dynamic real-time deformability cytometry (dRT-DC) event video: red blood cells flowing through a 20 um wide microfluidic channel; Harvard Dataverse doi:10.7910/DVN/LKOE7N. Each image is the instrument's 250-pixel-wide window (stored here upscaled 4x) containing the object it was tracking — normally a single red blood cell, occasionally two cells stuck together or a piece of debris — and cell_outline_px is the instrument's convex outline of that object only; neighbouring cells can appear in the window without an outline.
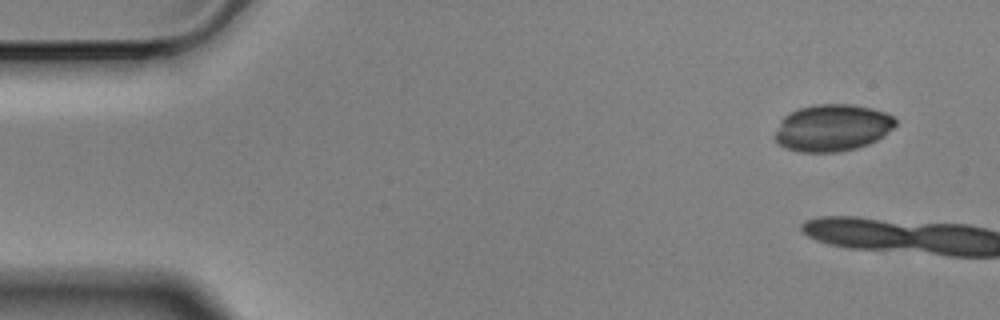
{"species": "Egyptian fruit bat (a non-hibernating species)", "species_latin": "Rousettus aegyptiacus", "temperature_condition": "cold", "stored_images_in_passage": 6, "segment_of_instrument_passage": [2, 2], "camera_frame_rate_fps": 3000, "um_per_image_px": 0.085, "animal": {"sex": "male"}, "frame": {"image": 1, "passage_image": 6, "time_ms": 1.667, "image_size_px": [1000, 320], "cell_outline_px": [[896, 124], [892, 128], [876, 140], [868, 144], [856, 148], [836, 152], [800, 152], [788, 148], [780, 144], [776, 140], [776, 132], [780, 120], [788, 112], [800, 108], [816, 104], [852, 104], [872, 108], [884, 112], [892, 116], [896, 120]], "centroid_in_image_um": [70.74, 10.85], "position_along_channel_um": 14.3, "area_um2": 32.71}}